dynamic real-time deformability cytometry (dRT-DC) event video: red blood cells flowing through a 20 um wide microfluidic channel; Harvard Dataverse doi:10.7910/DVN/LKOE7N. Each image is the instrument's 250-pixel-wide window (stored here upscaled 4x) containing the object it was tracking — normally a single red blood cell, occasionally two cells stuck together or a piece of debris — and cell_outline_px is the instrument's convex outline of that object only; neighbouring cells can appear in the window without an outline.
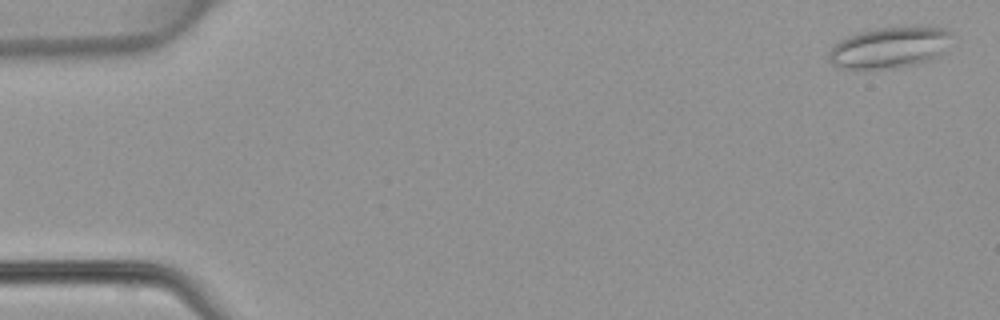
{"species": "common noctule bat (a hibernating species)", "species_latin": "Nyctalus noctula", "temperature_condition": "warm", "stored_images_in_passage": 48, "camera_frame_rate_fps": 3000, "um_per_image_px": 0.085, "animal": {"sex": "female", "body_mass_g": 22.7, "forearm_length_mm": 54.2}, "frame": {"image": 1, "passage_image": 2, "time_ms": 0.333, "image_size_px": [1000, 320], "cell_outline_px": [[956, 36], [940, 56], [916, 64], [896, 68], [840, 68], [832, 64], [828, 60], [828, 52], [840, 40], [856, 32], [880, 28], [944, 28], [952, 32]], "centroid_in_image_um": [75.65, 4.05], "position_along_channel_um": 9.4, "area_um2": 29.36}}
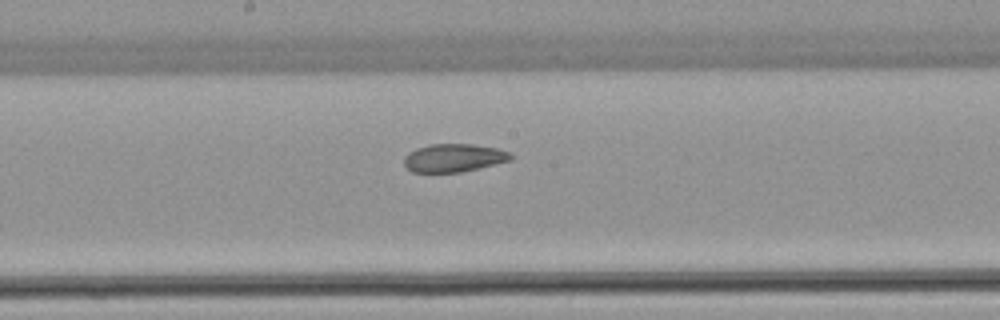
{"frame": {"image": 2, "passage_image": 26, "time_ms": 8.333, "image_size_px": [1000, 320], "cell_outline_px": [[512, 160], [460, 172], [412, 172], [404, 164], [404, 156], [408, 152], [416, 148], [428, 144], [472, 144], [496, 148], [508, 152], [512, 156]], "centroid_in_image_um": [38.53, 13.41], "position_along_channel_um": 209.7, "area_um2": 17.4}}
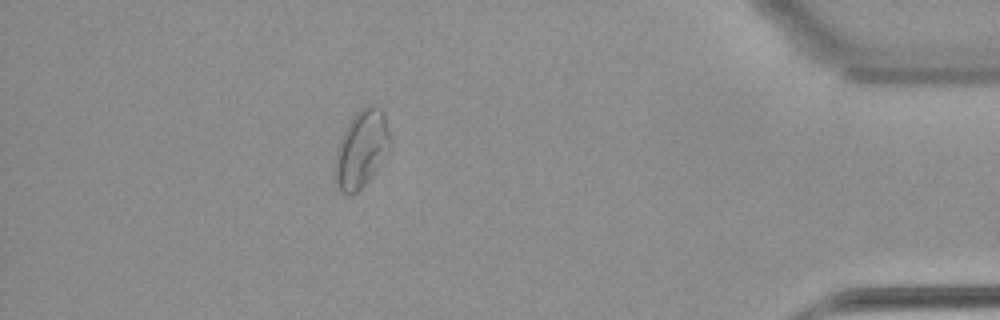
{"frame": {"image": 3, "passage_image": 43, "time_ms": 14.0, "image_size_px": [1000, 320], "cell_outline_px": [[388, 144], [376, 168], [364, 184], [356, 192], [348, 196], [340, 192], [332, 180], [336, 156], [344, 132], [348, 124], [364, 108], [372, 104], [380, 108], [384, 112], [388, 132]], "centroid_in_image_um": [30.65, 12.73], "position_along_channel_um": 404.6, "area_um2": 23.58}}